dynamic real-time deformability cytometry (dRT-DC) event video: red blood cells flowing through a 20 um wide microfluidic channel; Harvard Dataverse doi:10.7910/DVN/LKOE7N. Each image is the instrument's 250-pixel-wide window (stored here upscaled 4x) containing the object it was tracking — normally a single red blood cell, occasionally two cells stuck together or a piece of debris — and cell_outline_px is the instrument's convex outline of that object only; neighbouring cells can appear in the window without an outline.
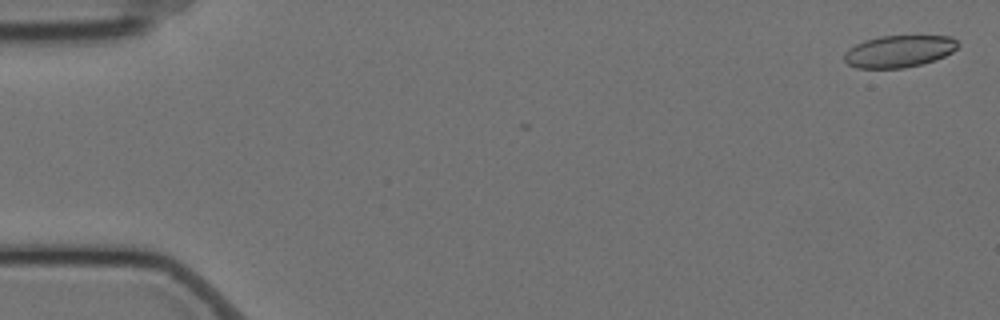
{"species": "Egyptian fruit bat (a non-hibernating species)", "species_latin": "Rousettus aegyptiacus", "temperature_condition": "cold", "stored_images_in_passage": 5, "camera_frame_rate_fps": 3000, "um_per_image_px": 0.085, "animal": {"sex": "female"}, "frame": {"image": 1, "passage_image": 2, "time_ms": 0.333, "image_size_px": [1000, 320], "cell_outline_px": [[960, 44], [952, 52], [944, 56], [920, 64], [904, 68], [856, 68], [848, 64], [844, 60], [844, 52], [848, 48], [864, 40], [880, 36], [952, 36]], "centroid_in_image_um": [76.39, 4.35], "position_along_channel_um": 8.6, "area_um2": 21.15}}